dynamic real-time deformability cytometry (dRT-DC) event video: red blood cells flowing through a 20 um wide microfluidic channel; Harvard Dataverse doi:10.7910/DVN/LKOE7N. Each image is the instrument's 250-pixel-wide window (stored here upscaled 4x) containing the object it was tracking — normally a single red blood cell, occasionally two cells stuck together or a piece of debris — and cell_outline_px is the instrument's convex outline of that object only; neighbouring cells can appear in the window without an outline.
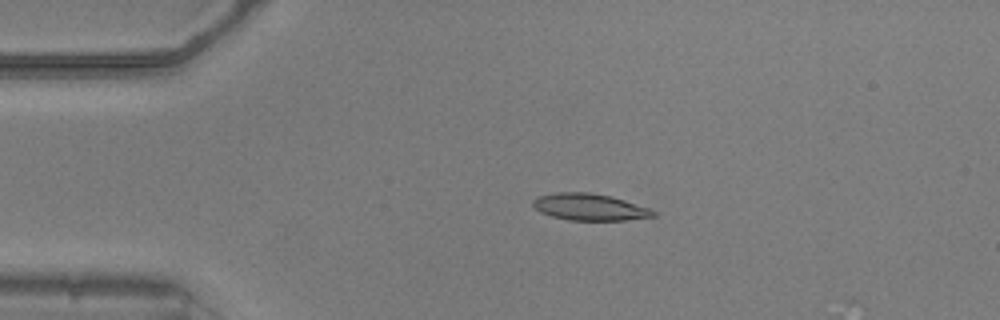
{"species": "common noctule bat (a hibernating species)", "species_latin": "Nyctalus noctula", "temperature_condition": "warm", "stored_images_in_passage": 14, "camera_frame_rate_fps": 3000, "um_per_image_px": 0.085, "animal": {"sex": "male", "body_mass_g": 20.5, "forearm_length_mm": 52.5}, "frame": {"image": 1, "passage_image": 10, "time_ms": 3.0, "image_size_px": [1000, 320], "cell_outline_px": [[656, 216], [624, 220], [568, 220], [552, 216], [540, 212], [532, 204], [532, 200], [540, 196], [556, 192], [588, 192], [612, 196], [648, 208], [656, 212]], "centroid_in_image_um": [50.1, 17.59], "position_along_channel_um": 34.9, "area_um2": 18.61}}